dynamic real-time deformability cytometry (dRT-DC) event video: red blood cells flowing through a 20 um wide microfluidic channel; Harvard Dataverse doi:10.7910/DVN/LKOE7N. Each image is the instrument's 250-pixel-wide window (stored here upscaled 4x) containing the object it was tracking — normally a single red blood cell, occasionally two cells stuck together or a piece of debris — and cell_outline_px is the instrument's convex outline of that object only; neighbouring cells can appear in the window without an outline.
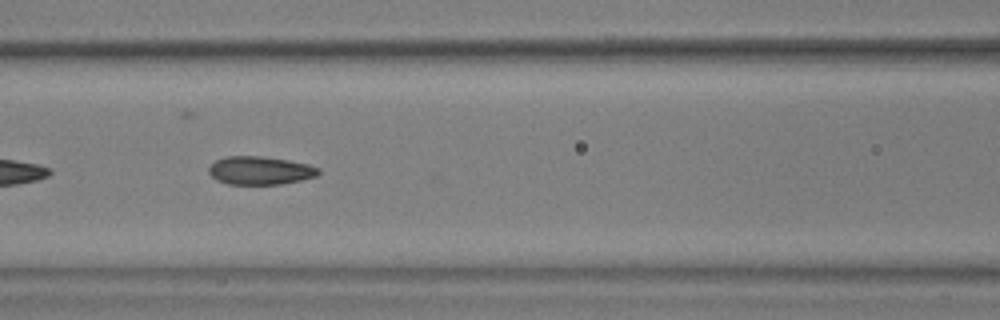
{"species": "common noctule bat (a hibernating species)", "species_latin": "Nyctalus noctula", "temperature_condition": "warm", "stored_images_in_passage": 25, "camera_frame_rate_fps": 3000, "um_per_image_px": 0.085, "animal": {"sex": "male", "body_mass_g": 17.9, "forearm_length_mm": 54.2}, "frame": {"image": 1, "passage_image": 8, "time_ms": 2.333, "image_size_px": [1000, 320], "cell_outline_px": [[320, 172], [316, 176], [300, 180], [280, 184], [228, 184], [216, 180], [208, 172], [208, 168], [216, 160], [228, 156], [260, 156], [288, 160], [308, 164], [320, 168]], "centroid_in_image_um": [22.1, 14.49], "position_along_channel_um": 144.5, "area_um2": 17.98}}
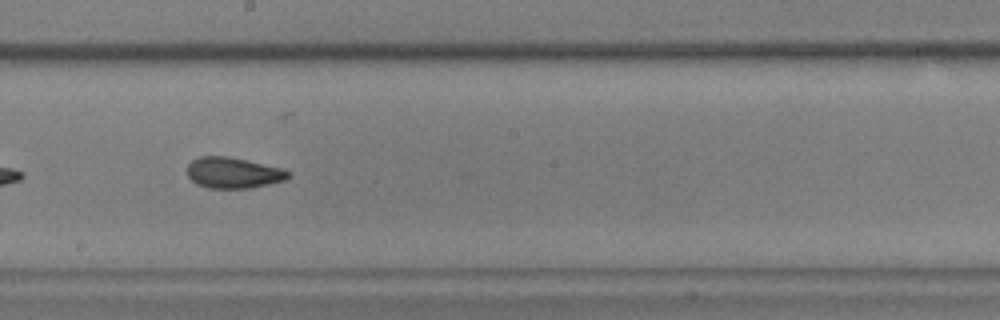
{"frame": {"image": 2, "passage_image": 15, "time_ms": 4.667, "image_size_px": [1000, 320], "cell_outline_px": [[288, 176], [284, 180], [252, 188], [208, 188], [196, 184], [188, 176], [188, 164], [192, 160], [200, 156], [228, 156], [284, 168], [288, 172]], "centroid_in_image_um": [19.8, 14.68], "position_along_channel_um": 228.4, "area_um2": 18.15}}
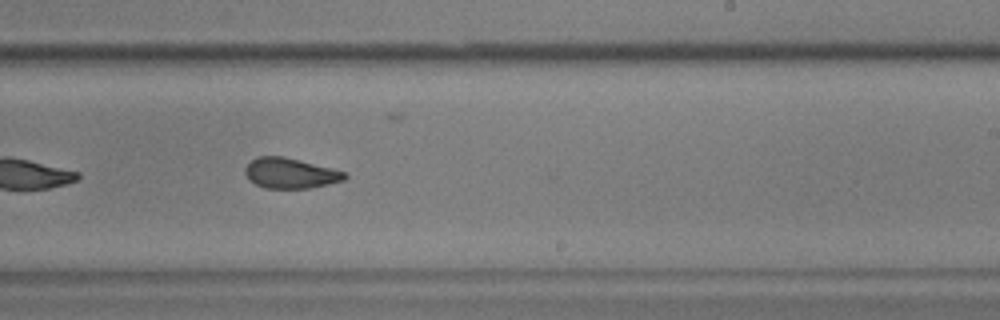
{"frame": {"image": 3, "passage_image": 18, "time_ms": 5.667, "image_size_px": [1000, 320], "cell_outline_px": [[348, 176], [344, 180], [312, 188], [264, 188], [256, 184], [244, 172], [244, 168], [256, 156], [284, 156], [348, 172]], "centroid_in_image_um": [24.72, 14.71], "position_along_channel_um": 264.3, "area_um2": 17.63}}